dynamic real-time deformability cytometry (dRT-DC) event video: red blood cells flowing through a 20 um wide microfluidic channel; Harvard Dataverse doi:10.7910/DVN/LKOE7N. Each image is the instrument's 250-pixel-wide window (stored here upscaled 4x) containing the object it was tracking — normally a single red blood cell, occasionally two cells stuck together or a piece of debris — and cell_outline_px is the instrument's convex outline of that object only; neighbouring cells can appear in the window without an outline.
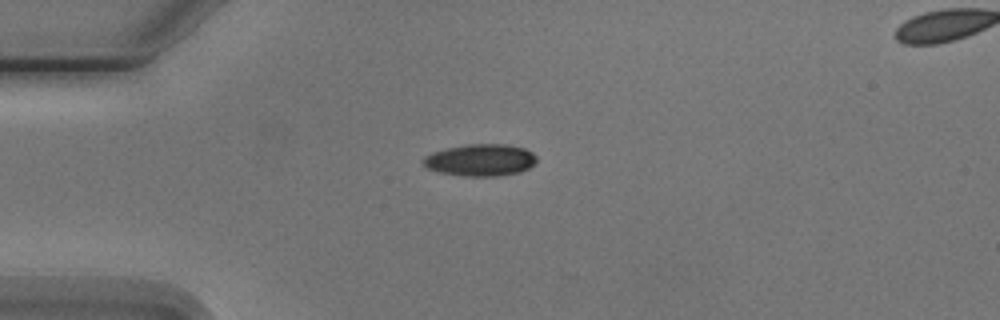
{"species": "Egyptian fruit bat (a non-hibernating species)", "species_latin": "Rousettus aegyptiacus", "temperature_condition": "cold", "stored_images_in_passage": 6, "camera_frame_rate_fps": 3000, "um_per_image_px": 0.085, "animal": {"sex": "male"}, "frame": {"image": 1, "passage_image": 1, "time_ms": 0.0, "image_size_px": [1000, 320], "cell_outline_px": [[536, 160], [528, 168], [520, 172], [496, 176], [464, 176], [440, 172], [428, 168], [420, 160], [424, 156], [432, 152], [448, 148], [468, 144], [504, 144], [524, 148], [532, 152], [536, 156]], "centroid_in_image_um": [40.82, 13.6], "position_along_channel_um": 44.2, "area_um2": 20.98}}
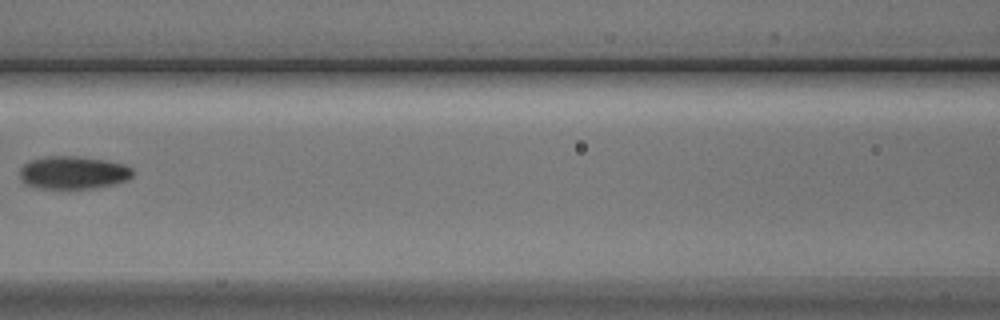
{"frame": {"image": 2, "passage_image": 4, "time_ms": 3.667, "image_size_px": [1000, 320], "cell_outline_px": [[132, 176], [128, 180], [116, 184], [92, 188], [36, 188], [28, 184], [20, 176], [20, 168], [24, 164], [32, 160], [48, 156], [76, 156], [104, 160], [124, 164], [132, 168]], "centroid_in_image_um": [6.26, 14.67], "position_along_channel_um": 160.3, "area_um2": 21.44}}
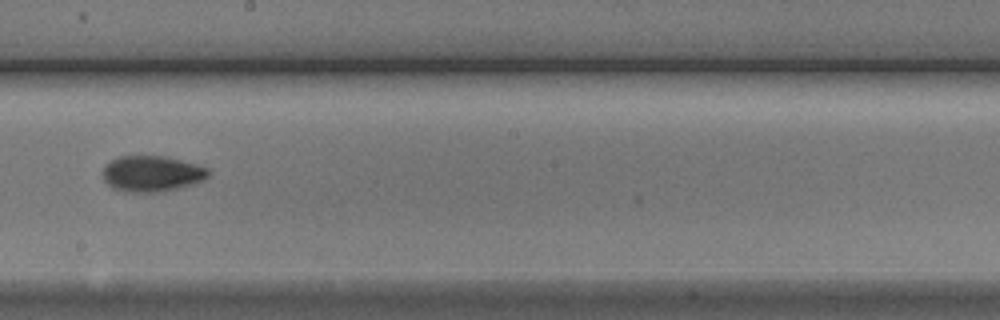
{"frame": {"image": 3, "passage_image": 6, "time_ms": 5.667, "image_size_px": [1000, 320], "cell_outline_px": [[208, 176], [204, 180], [192, 184], [164, 192], [124, 192], [112, 188], [104, 180], [104, 168], [112, 160], [120, 156], [164, 156], [180, 160], [208, 168]], "centroid_in_image_um": [12.91, 14.78], "position_along_channel_um": 235.3, "area_um2": 21.91}}